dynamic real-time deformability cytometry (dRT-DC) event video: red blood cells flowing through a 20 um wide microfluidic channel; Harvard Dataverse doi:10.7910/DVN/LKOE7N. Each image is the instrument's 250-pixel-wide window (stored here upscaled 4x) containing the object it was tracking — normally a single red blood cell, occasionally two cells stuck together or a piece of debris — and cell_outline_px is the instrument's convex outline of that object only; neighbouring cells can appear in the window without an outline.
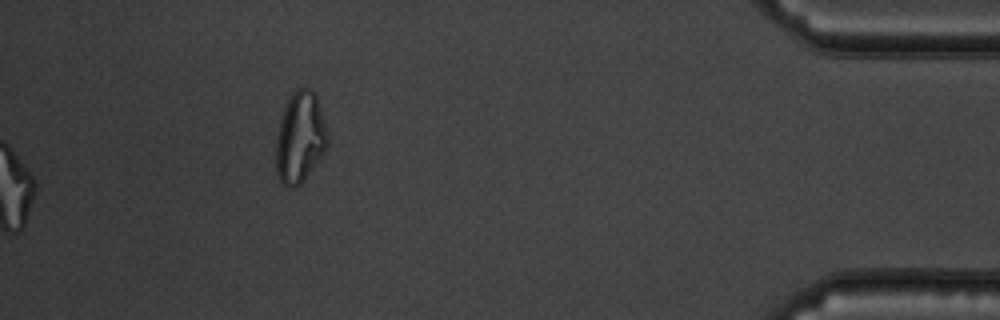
{"species": "common noctule bat (a hibernating species)", "species_latin": "Nyctalus noctula", "temperature_condition": "warm", "stored_images_in_passage": 40, "camera_frame_rate_fps": 3000, "um_per_image_px": 0.085, "animal": {"sex": "male", "body_mass_g": 19.5, "forearm_length_mm": 54.6}, "frame": {"image": 1, "passage_image": 40, "time_ms": 13.0, "image_size_px": [1000, 320], "cell_outline_px": [[328, 144], [324, 152], [300, 184], [296, 188], [288, 188], [280, 180], [276, 172], [276, 140], [280, 120], [288, 96], [296, 88], [312, 88], [316, 92], [328, 132]], "centroid_in_image_um": [25.51, 11.64], "position_along_channel_um": 409.7, "area_um2": 27.57}, "authors_computed_cell_mechanics": {"area_um2": 21.2704, "velocity_mm_per_s": 3.7738, "shape_relaxation_time_tau1_ms": null, "shape_relaxation_time_tau2_ms": 1.5059, "deformation_change_tau1": null, "deformation_change_tau2": 0.0884}}